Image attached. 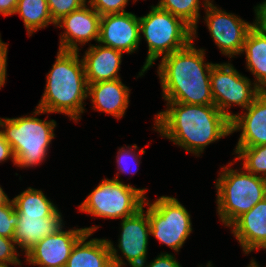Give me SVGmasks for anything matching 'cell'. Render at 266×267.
<instances>
[{
    "label": "cell",
    "mask_w": 266,
    "mask_h": 267,
    "mask_svg": "<svg viewBox=\"0 0 266 267\" xmlns=\"http://www.w3.org/2000/svg\"><path fill=\"white\" fill-rule=\"evenodd\" d=\"M167 106L155 117L156 129L188 152L199 155L210 143L231 134L230 119L215 105L167 102Z\"/></svg>",
    "instance_id": "6da1fadb"
},
{
    "label": "cell",
    "mask_w": 266,
    "mask_h": 267,
    "mask_svg": "<svg viewBox=\"0 0 266 267\" xmlns=\"http://www.w3.org/2000/svg\"><path fill=\"white\" fill-rule=\"evenodd\" d=\"M204 50L192 42L185 48L162 57L158 74L167 102L214 105L210 72L213 63H204Z\"/></svg>",
    "instance_id": "7a4b0ae2"
},
{
    "label": "cell",
    "mask_w": 266,
    "mask_h": 267,
    "mask_svg": "<svg viewBox=\"0 0 266 267\" xmlns=\"http://www.w3.org/2000/svg\"><path fill=\"white\" fill-rule=\"evenodd\" d=\"M79 51L59 50L56 62L47 75V83L34 115L63 113L77 121L84 112L88 84L84 63L78 58Z\"/></svg>",
    "instance_id": "3957f363"
},
{
    "label": "cell",
    "mask_w": 266,
    "mask_h": 267,
    "mask_svg": "<svg viewBox=\"0 0 266 267\" xmlns=\"http://www.w3.org/2000/svg\"><path fill=\"white\" fill-rule=\"evenodd\" d=\"M222 170L216 181L217 210L224 225L230 226L266 197V179L227 166Z\"/></svg>",
    "instance_id": "277c9868"
},
{
    "label": "cell",
    "mask_w": 266,
    "mask_h": 267,
    "mask_svg": "<svg viewBox=\"0 0 266 267\" xmlns=\"http://www.w3.org/2000/svg\"><path fill=\"white\" fill-rule=\"evenodd\" d=\"M56 121H46L34 116L0 118L4 139L11 145L18 167H33L45 159L54 138Z\"/></svg>",
    "instance_id": "5b68a950"
},
{
    "label": "cell",
    "mask_w": 266,
    "mask_h": 267,
    "mask_svg": "<svg viewBox=\"0 0 266 267\" xmlns=\"http://www.w3.org/2000/svg\"><path fill=\"white\" fill-rule=\"evenodd\" d=\"M140 32L148 43V55L140 76L152 66L159 56L169 55L193 42V29L182 19L157 6L139 17Z\"/></svg>",
    "instance_id": "8992f818"
},
{
    "label": "cell",
    "mask_w": 266,
    "mask_h": 267,
    "mask_svg": "<svg viewBox=\"0 0 266 267\" xmlns=\"http://www.w3.org/2000/svg\"><path fill=\"white\" fill-rule=\"evenodd\" d=\"M146 189L125 185L118 176L104 179L80 205V211L102 218H126L143 207Z\"/></svg>",
    "instance_id": "52a82bcc"
},
{
    "label": "cell",
    "mask_w": 266,
    "mask_h": 267,
    "mask_svg": "<svg viewBox=\"0 0 266 267\" xmlns=\"http://www.w3.org/2000/svg\"><path fill=\"white\" fill-rule=\"evenodd\" d=\"M149 205L150 234L161 243L178 251L192 232L190 214L180 202L169 196H161Z\"/></svg>",
    "instance_id": "ba28073f"
},
{
    "label": "cell",
    "mask_w": 266,
    "mask_h": 267,
    "mask_svg": "<svg viewBox=\"0 0 266 267\" xmlns=\"http://www.w3.org/2000/svg\"><path fill=\"white\" fill-rule=\"evenodd\" d=\"M211 92L214 105L230 120L235 116L226 111L232 104L246 109L262 92L250 79L240 75L230 64H214L210 72Z\"/></svg>",
    "instance_id": "9c48e42d"
},
{
    "label": "cell",
    "mask_w": 266,
    "mask_h": 267,
    "mask_svg": "<svg viewBox=\"0 0 266 267\" xmlns=\"http://www.w3.org/2000/svg\"><path fill=\"white\" fill-rule=\"evenodd\" d=\"M206 17L204 18L211 38L224 55L230 58L242 53L249 30L255 25L249 24L234 14L217 9L209 0H205Z\"/></svg>",
    "instance_id": "30bf717a"
},
{
    "label": "cell",
    "mask_w": 266,
    "mask_h": 267,
    "mask_svg": "<svg viewBox=\"0 0 266 267\" xmlns=\"http://www.w3.org/2000/svg\"><path fill=\"white\" fill-rule=\"evenodd\" d=\"M96 227L63 231L62 227L46 236L32 247L25 255L32 265L40 267H65L76 242L86 233H93Z\"/></svg>",
    "instance_id": "8fae6325"
},
{
    "label": "cell",
    "mask_w": 266,
    "mask_h": 267,
    "mask_svg": "<svg viewBox=\"0 0 266 267\" xmlns=\"http://www.w3.org/2000/svg\"><path fill=\"white\" fill-rule=\"evenodd\" d=\"M139 17L129 12L101 16L98 43L132 53L140 43Z\"/></svg>",
    "instance_id": "7c38bea8"
},
{
    "label": "cell",
    "mask_w": 266,
    "mask_h": 267,
    "mask_svg": "<svg viewBox=\"0 0 266 267\" xmlns=\"http://www.w3.org/2000/svg\"><path fill=\"white\" fill-rule=\"evenodd\" d=\"M90 8L85 4L56 22V26L66 30L61 35L59 50L78 51L77 42L82 45L93 39L98 42L101 15Z\"/></svg>",
    "instance_id": "4fadbf2b"
},
{
    "label": "cell",
    "mask_w": 266,
    "mask_h": 267,
    "mask_svg": "<svg viewBox=\"0 0 266 267\" xmlns=\"http://www.w3.org/2000/svg\"><path fill=\"white\" fill-rule=\"evenodd\" d=\"M144 206L132 216L122 219L119 249L132 267H144L147 255L150 224L148 209L144 215Z\"/></svg>",
    "instance_id": "5bb4252c"
},
{
    "label": "cell",
    "mask_w": 266,
    "mask_h": 267,
    "mask_svg": "<svg viewBox=\"0 0 266 267\" xmlns=\"http://www.w3.org/2000/svg\"><path fill=\"white\" fill-rule=\"evenodd\" d=\"M91 234L86 232L76 242L65 267H122L125 265L111 241L92 239L85 242Z\"/></svg>",
    "instance_id": "9a60e30c"
},
{
    "label": "cell",
    "mask_w": 266,
    "mask_h": 267,
    "mask_svg": "<svg viewBox=\"0 0 266 267\" xmlns=\"http://www.w3.org/2000/svg\"><path fill=\"white\" fill-rule=\"evenodd\" d=\"M244 115L230 120L231 133L242 130L236 147H253L266 144V91H262L246 108Z\"/></svg>",
    "instance_id": "2e32d148"
},
{
    "label": "cell",
    "mask_w": 266,
    "mask_h": 267,
    "mask_svg": "<svg viewBox=\"0 0 266 267\" xmlns=\"http://www.w3.org/2000/svg\"><path fill=\"white\" fill-rule=\"evenodd\" d=\"M229 227L245 254L255 249H266V197L251 210L238 217Z\"/></svg>",
    "instance_id": "e0dca14e"
},
{
    "label": "cell",
    "mask_w": 266,
    "mask_h": 267,
    "mask_svg": "<svg viewBox=\"0 0 266 267\" xmlns=\"http://www.w3.org/2000/svg\"><path fill=\"white\" fill-rule=\"evenodd\" d=\"M122 53L101 44L90 46L82 59L87 84L119 79Z\"/></svg>",
    "instance_id": "ac0fdd59"
},
{
    "label": "cell",
    "mask_w": 266,
    "mask_h": 267,
    "mask_svg": "<svg viewBox=\"0 0 266 267\" xmlns=\"http://www.w3.org/2000/svg\"><path fill=\"white\" fill-rule=\"evenodd\" d=\"M62 227V218L59 210L50 216H18L13 240L25 254L46 236L53 234Z\"/></svg>",
    "instance_id": "d6986e66"
},
{
    "label": "cell",
    "mask_w": 266,
    "mask_h": 267,
    "mask_svg": "<svg viewBox=\"0 0 266 267\" xmlns=\"http://www.w3.org/2000/svg\"><path fill=\"white\" fill-rule=\"evenodd\" d=\"M94 110L106 112L116 118L124 116L129 104V89L119 79L88 84Z\"/></svg>",
    "instance_id": "ffe728a7"
},
{
    "label": "cell",
    "mask_w": 266,
    "mask_h": 267,
    "mask_svg": "<svg viewBox=\"0 0 266 267\" xmlns=\"http://www.w3.org/2000/svg\"><path fill=\"white\" fill-rule=\"evenodd\" d=\"M242 52L246 53L248 69L256 76L254 85L266 91V27L255 22L246 36Z\"/></svg>",
    "instance_id": "44dd1931"
},
{
    "label": "cell",
    "mask_w": 266,
    "mask_h": 267,
    "mask_svg": "<svg viewBox=\"0 0 266 267\" xmlns=\"http://www.w3.org/2000/svg\"><path fill=\"white\" fill-rule=\"evenodd\" d=\"M18 216H50L57 208L41 190L28 188L12 199Z\"/></svg>",
    "instance_id": "7402d4cb"
},
{
    "label": "cell",
    "mask_w": 266,
    "mask_h": 267,
    "mask_svg": "<svg viewBox=\"0 0 266 267\" xmlns=\"http://www.w3.org/2000/svg\"><path fill=\"white\" fill-rule=\"evenodd\" d=\"M15 13H18L23 19L30 36L49 23L56 24L51 18L47 0H19Z\"/></svg>",
    "instance_id": "603a6c76"
},
{
    "label": "cell",
    "mask_w": 266,
    "mask_h": 267,
    "mask_svg": "<svg viewBox=\"0 0 266 267\" xmlns=\"http://www.w3.org/2000/svg\"><path fill=\"white\" fill-rule=\"evenodd\" d=\"M199 4V0H160L156 6L182 19L193 29V37H196V27L200 16Z\"/></svg>",
    "instance_id": "cb8c5ba5"
},
{
    "label": "cell",
    "mask_w": 266,
    "mask_h": 267,
    "mask_svg": "<svg viewBox=\"0 0 266 267\" xmlns=\"http://www.w3.org/2000/svg\"><path fill=\"white\" fill-rule=\"evenodd\" d=\"M239 154L235 160H244L243 168L254 175L261 174L266 179V144L253 147H236ZM263 175V176H262Z\"/></svg>",
    "instance_id": "d4e9b609"
},
{
    "label": "cell",
    "mask_w": 266,
    "mask_h": 267,
    "mask_svg": "<svg viewBox=\"0 0 266 267\" xmlns=\"http://www.w3.org/2000/svg\"><path fill=\"white\" fill-rule=\"evenodd\" d=\"M18 223V212L13 201L0 206V236L13 239Z\"/></svg>",
    "instance_id": "484cf974"
},
{
    "label": "cell",
    "mask_w": 266,
    "mask_h": 267,
    "mask_svg": "<svg viewBox=\"0 0 266 267\" xmlns=\"http://www.w3.org/2000/svg\"><path fill=\"white\" fill-rule=\"evenodd\" d=\"M87 0H47L52 20L56 23L63 16L81 8Z\"/></svg>",
    "instance_id": "4316f807"
},
{
    "label": "cell",
    "mask_w": 266,
    "mask_h": 267,
    "mask_svg": "<svg viewBox=\"0 0 266 267\" xmlns=\"http://www.w3.org/2000/svg\"><path fill=\"white\" fill-rule=\"evenodd\" d=\"M90 6L101 16L126 12L128 0H89Z\"/></svg>",
    "instance_id": "83f0119b"
},
{
    "label": "cell",
    "mask_w": 266,
    "mask_h": 267,
    "mask_svg": "<svg viewBox=\"0 0 266 267\" xmlns=\"http://www.w3.org/2000/svg\"><path fill=\"white\" fill-rule=\"evenodd\" d=\"M14 245L13 239L0 236V266H7L9 263L14 265L21 264Z\"/></svg>",
    "instance_id": "f1b7e54d"
},
{
    "label": "cell",
    "mask_w": 266,
    "mask_h": 267,
    "mask_svg": "<svg viewBox=\"0 0 266 267\" xmlns=\"http://www.w3.org/2000/svg\"><path fill=\"white\" fill-rule=\"evenodd\" d=\"M132 153H133V151H131L130 148H129V150H127V149L125 150L124 147L119 149L118 155H117V163H118L119 171L127 173L128 171L130 172L132 170V169L129 170V168H128V165H129L128 161L129 160L126 161L127 159H129V157H130V160H132L134 162L137 161L136 165L139 163L137 160L138 156H136L135 152L133 153V155H132ZM135 172H136V170H135Z\"/></svg>",
    "instance_id": "f546056e"
},
{
    "label": "cell",
    "mask_w": 266,
    "mask_h": 267,
    "mask_svg": "<svg viewBox=\"0 0 266 267\" xmlns=\"http://www.w3.org/2000/svg\"><path fill=\"white\" fill-rule=\"evenodd\" d=\"M146 267H181L174 256L168 253L159 255L153 262L149 263Z\"/></svg>",
    "instance_id": "4dcf8cb0"
},
{
    "label": "cell",
    "mask_w": 266,
    "mask_h": 267,
    "mask_svg": "<svg viewBox=\"0 0 266 267\" xmlns=\"http://www.w3.org/2000/svg\"><path fill=\"white\" fill-rule=\"evenodd\" d=\"M7 46L0 38V88L5 84L6 80Z\"/></svg>",
    "instance_id": "1f68e13d"
},
{
    "label": "cell",
    "mask_w": 266,
    "mask_h": 267,
    "mask_svg": "<svg viewBox=\"0 0 266 267\" xmlns=\"http://www.w3.org/2000/svg\"><path fill=\"white\" fill-rule=\"evenodd\" d=\"M10 157L13 159L12 162H14L15 165L16 161L11 145L4 139V135L0 130V162Z\"/></svg>",
    "instance_id": "d6a6232c"
},
{
    "label": "cell",
    "mask_w": 266,
    "mask_h": 267,
    "mask_svg": "<svg viewBox=\"0 0 266 267\" xmlns=\"http://www.w3.org/2000/svg\"><path fill=\"white\" fill-rule=\"evenodd\" d=\"M19 0H0V13L4 16L14 14Z\"/></svg>",
    "instance_id": "836d02e7"
},
{
    "label": "cell",
    "mask_w": 266,
    "mask_h": 267,
    "mask_svg": "<svg viewBox=\"0 0 266 267\" xmlns=\"http://www.w3.org/2000/svg\"><path fill=\"white\" fill-rule=\"evenodd\" d=\"M256 20L261 26L266 27V1L255 8Z\"/></svg>",
    "instance_id": "e575fe53"
},
{
    "label": "cell",
    "mask_w": 266,
    "mask_h": 267,
    "mask_svg": "<svg viewBox=\"0 0 266 267\" xmlns=\"http://www.w3.org/2000/svg\"><path fill=\"white\" fill-rule=\"evenodd\" d=\"M10 201L8 196L4 193L3 189L0 187V206L7 204Z\"/></svg>",
    "instance_id": "d590c367"
},
{
    "label": "cell",
    "mask_w": 266,
    "mask_h": 267,
    "mask_svg": "<svg viewBox=\"0 0 266 267\" xmlns=\"http://www.w3.org/2000/svg\"><path fill=\"white\" fill-rule=\"evenodd\" d=\"M248 267H259L254 260H251V263Z\"/></svg>",
    "instance_id": "8d00e7d4"
}]
</instances>
